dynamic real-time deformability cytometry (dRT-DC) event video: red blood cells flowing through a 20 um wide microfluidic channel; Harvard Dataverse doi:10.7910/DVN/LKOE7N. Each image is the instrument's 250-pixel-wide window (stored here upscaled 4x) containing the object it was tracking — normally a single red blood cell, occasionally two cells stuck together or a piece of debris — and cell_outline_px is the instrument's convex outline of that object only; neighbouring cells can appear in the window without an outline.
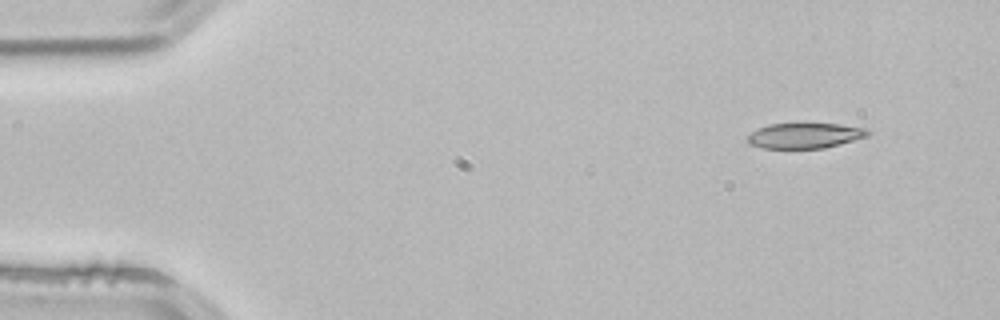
{"species": "common noctule bat (a hibernating species)", "species_latin": "Nyctalus noctula", "temperature_condition": "room temperature", "stored_images_in_passage": 3, "camera_frame_rate_fps": 3000, "um_per_image_px": 0.085, "animal": {"sex": "male", "body_mass_g": 21.5, "forearm_length_mm": 52.0}, "frame": {"image": 1, "passage_image": 1, "time_ms": 0.0, "image_size_px": [1000, 320], "cell_outline_px": [[868, 136], [824, 148], [764, 148], [748, 144], [748, 136], [752, 132], [768, 124], [836, 124], [864, 128], [868, 132]], "centroid_in_image_um": [68.37, 11.53], "position_along_channel_um": 16.6, "area_um2": 17.34}}
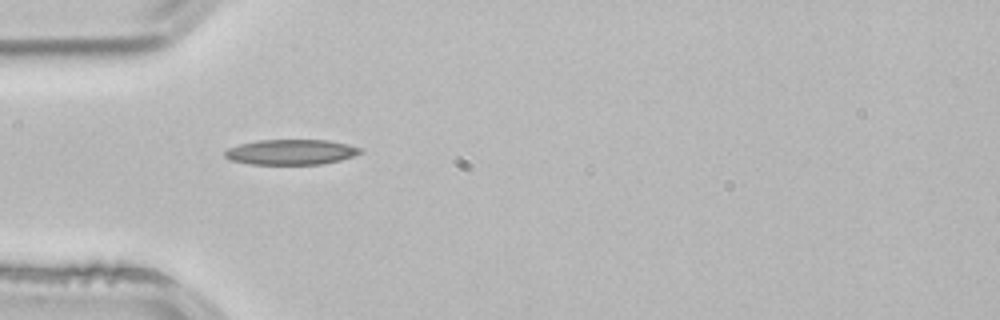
{"frame": {"image": 2, "passage_image": 3, "time_ms": 0.667, "image_size_px": [1000, 320], "cell_outline_px": [[364, 152], [340, 160], [324, 164], [252, 164], [232, 160], [224, 156], [224, 152], [228, 148], [240, 144], [260, 140], [328, 140], [364, 148]], "centroid_in_image_um": [24.78, 12.92], "position_along_channel_um": 60.2, "area_um2": 19.88}}